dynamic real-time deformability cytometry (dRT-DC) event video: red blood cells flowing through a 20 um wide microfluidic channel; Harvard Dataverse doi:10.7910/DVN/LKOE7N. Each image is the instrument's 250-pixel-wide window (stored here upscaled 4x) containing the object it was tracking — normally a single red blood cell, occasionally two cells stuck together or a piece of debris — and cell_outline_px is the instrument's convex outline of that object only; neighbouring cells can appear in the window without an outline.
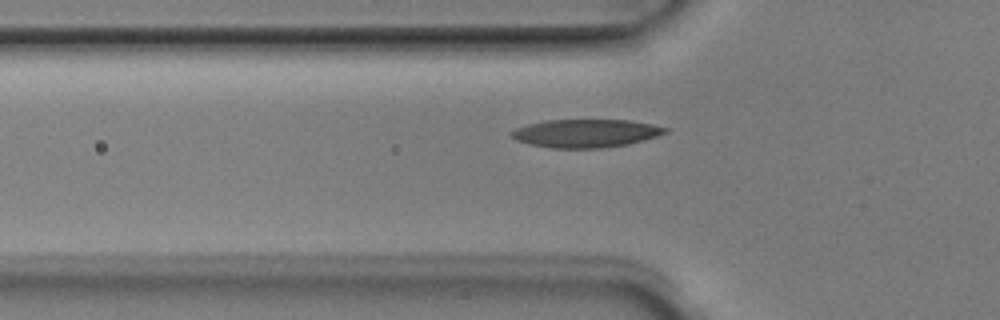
{"species": "Egyptian fruit bat (a non-hibernating species)", "species_latin": "Rousettus aegyptiacus", "temperature_condition": "room temperature", "stored_images_in_passage": 7, "camera_frame_rate_fps": 3000, "um_per_image_px": 0.085, "animal": {"sex": "male"}, "frame": {"image": 1, "passage_image": 7, "time_ms": 2.0, "image_size_px": [1000, 320], "cell_outline_px": [[668, 132], [644, 140], [628, 144], [600, 148], [552, 148], [528, 144], [516, 140], [508, 132], [516, 128], [528, 124], [544, 120], [628, 120], [652, 124], [668, 128]], "centroid_in_image_um": [49.77, 11.33], "position_along_channel_um": 76.0, "area_um2": 25.26}}